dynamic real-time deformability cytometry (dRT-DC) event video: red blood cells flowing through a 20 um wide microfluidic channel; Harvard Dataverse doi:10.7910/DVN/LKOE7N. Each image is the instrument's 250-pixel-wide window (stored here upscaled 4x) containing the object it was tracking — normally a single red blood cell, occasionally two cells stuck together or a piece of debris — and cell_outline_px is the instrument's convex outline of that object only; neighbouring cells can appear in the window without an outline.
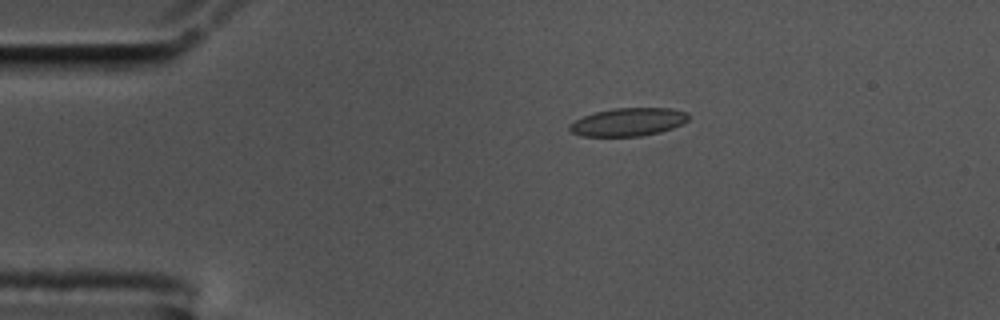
{"species": "common noctule bat (a hibernating species)", "species_latin": "Nyctalus noctula", "temperature_condition": "cold", "stored_images_in_passage": 47, "camera_frame_rate_fps": 3000, "um_per_image_px": 0.085, "animal": {"sex": "male", "body_mass_g": 17.5, "forearm_length_mm": 52.3}, "frame": {"image": 1, "passage_image": 1, "time_ms": 0.0, "image_size_px": [1000, 320], "cell_outline_px": [[688, 120], [684, 124], [660, 132], [640, 136], [580, 136], [572, 132], [568, 128], [568, 124], [584, 116], [596, 112], [612, 108], [668, 108], [688, 112]], "centroid_in_image_um": [53.41, 10.37], "position_along_channel_um": 31.6, "area_um2": 19.48}}
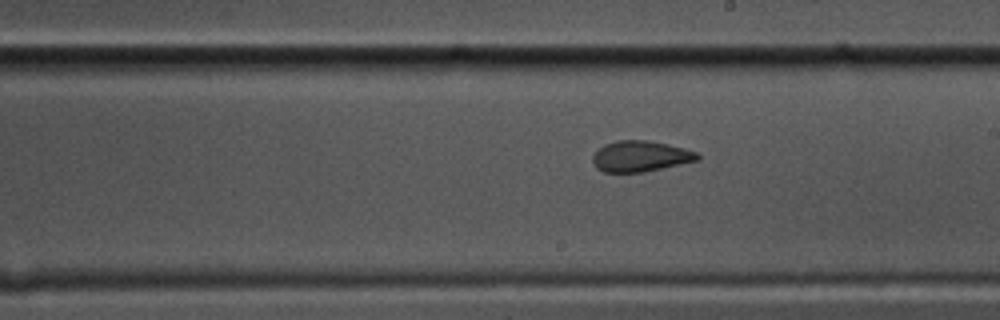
{"frame": {"image": 2, "passage_image": 22, "time_ms": 7.0, "image_size_px": [1000, 320], "cell_outline_px": [[700, 160], [644, 172], [604, 172], [596, 168], [592, 160], [592, 156], [604, 144], [616, 140], [648, 140], [668, 144], [684, 148], [696, 152], [700, 156]], "centroid_in_image_um": [54.44, 13.28], "position_along_channel_um": 234.6, "area_um2": 18.9}}
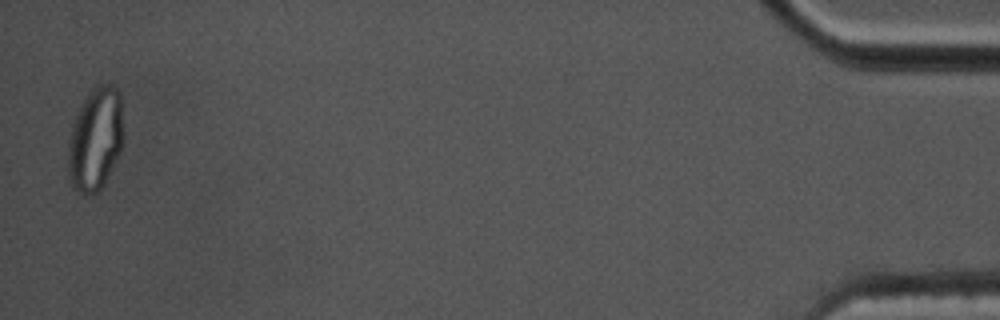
{"frame": {"image": 3, "passage_image": 46, "time_ms": 15.0, "image_size_px": [1000, 320], "cell_outline_px": [[124, 140], [120, 152], [100, 192], [80, 192], [72, 188], [68, 172], [68, 148], [72, 128], [76, 116], [84, 100], [100, 84], [112, 84], [120, 92], [124, 128]], "centroid_in_image_um": [8.15, 11.84], "position_along_channel_um": 427.1, "area_um2": 33.06}, "authors_computed_cell_mechanics": {"area_um2": 19.4786, "velocity_mm_per_s": 3.5401, "shape_relaxation_time_tau1_ms": null, "shape_relaxation_time_tau2_ms": 1.378, "deformation_change_tau1": null, "deformation_change_tau2": 0.0709}}